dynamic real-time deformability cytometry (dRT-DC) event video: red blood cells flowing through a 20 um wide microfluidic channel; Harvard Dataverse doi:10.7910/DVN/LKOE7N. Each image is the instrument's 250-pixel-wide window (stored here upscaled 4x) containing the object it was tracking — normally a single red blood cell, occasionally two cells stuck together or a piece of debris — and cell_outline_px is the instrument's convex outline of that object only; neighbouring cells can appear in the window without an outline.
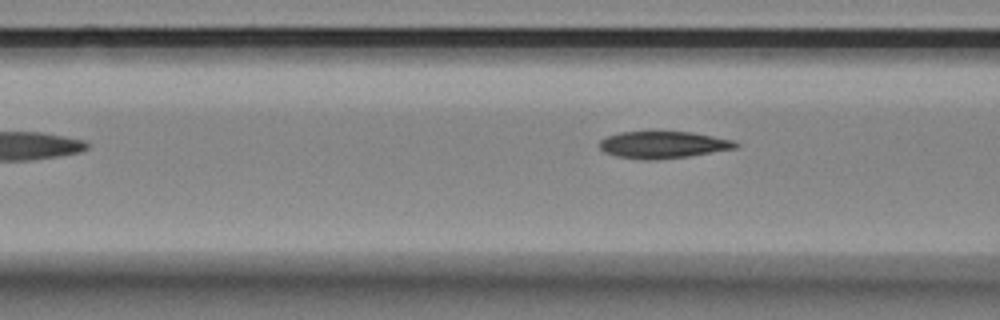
{"species": "Egyptian fruit bat (a non-hibernating species)", "species_latin": "Rousettus aegyptiacus", "temperature_condition": "room temperature", "stored_images_in_passage": 7, "camera_frame_rate_fps": 3000, "um_per_image_px": 0.085, "animal": {"sex": "female"}, "frame": {"image": 1, "passage_image": 5, "time_ms": 1.333, "image_size_px": [1000, 320], "cell_outline_px": [[740, 144], [736, 148], [688, 156], [656, 160], [644, 160], [616, 156], [604, 152], [600, 148], [600, 140], [608, 136], [620, 132], [692, 132], [732, 140]], "centroid_in_image_um": [56.35, 12.31], "position_along_channel_um": 110.3, "area_um2": 21.21}}
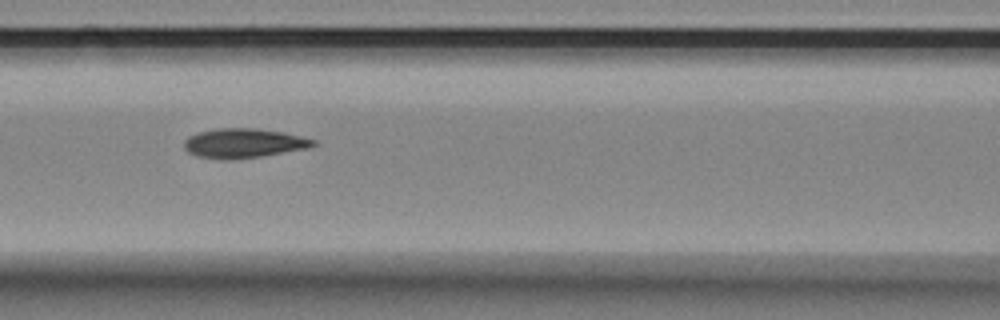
{"frame": {"image": 2, "passage_image": 6, "time_ms": 1.667, "image_size_px": [1000, 320], "cell_outline_px": [[316, 144], [308, 148], [260, 156], [228, 160], [224, 160], [196, 156], [188, 152], [184, 148], [184, 140], [188, 136], [196, 132], [216, 128], [256, 128], [284, 132], [316, 140]], "centroid_in_image_um": [20.66, 12.16], "position_along_channel_um": 145.9, "area_um2": 22.25}}
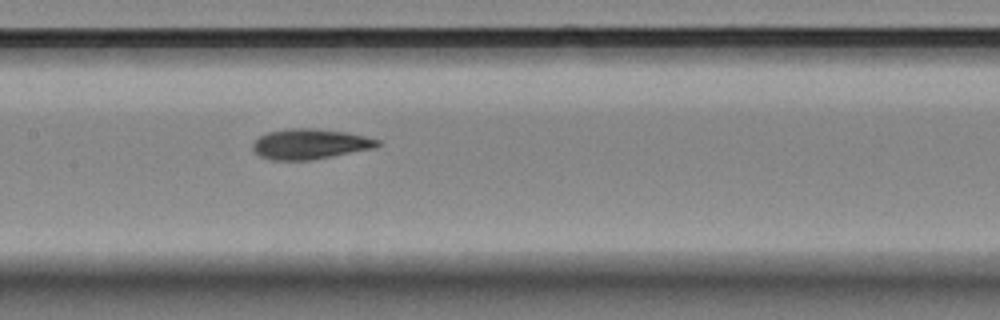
{"frame": {"image": 3, "passage_image": 7, "time_ms": 2.0, "image_size_px": [1000, 320], "cell_outline_px": [[380, 144], [376, 148], [308, 160], [272, 160], [260, 156], [252, 148], [252, 144], [260, 136], [268, 132], [288, 128], [312, 128], [348, 132], [380, 140]], "centroid_in_image_um": [26.35, 12.23], "position_along_channel_um": 181.0, "area_um2": 21.91}}